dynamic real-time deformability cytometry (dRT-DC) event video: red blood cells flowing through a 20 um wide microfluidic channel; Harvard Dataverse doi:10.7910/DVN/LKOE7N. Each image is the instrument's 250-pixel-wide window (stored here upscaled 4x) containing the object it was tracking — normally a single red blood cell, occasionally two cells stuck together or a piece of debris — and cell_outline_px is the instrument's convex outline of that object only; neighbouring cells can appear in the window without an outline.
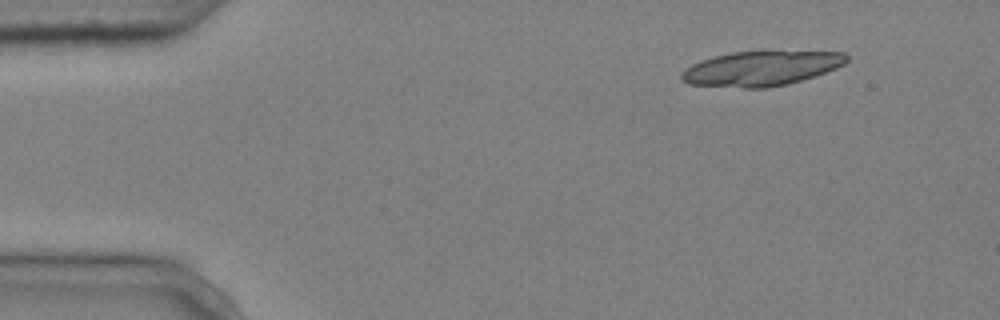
{"species": "common noctule bat (a hibernating species)", "species_latin": "Nyctalus noctula", "temperature_condition": "cold", "stored_images_in_passage": 3, "camera_frame_rate_fps": 3000, "um_per_image_px": 0.085, "animal": {"sex": "male", "body_mass_g": 20.4}, "frame": {"image": 1, "passage_image": 1, "time_ms": 0.0, "image_size_px": [1000, 320], "cell_outline_px": [[848, 60], [844, 64], [836, 68], [800, 80], [768, 88], [744, 88], [688, 84], [680, 76], [680, 72], [692, 64], [700, 60], [732, 52], [844, 52], [848, 56]], "centroid_in_image_um": [64.65, 5.82], "position_along_channel_um": 20.3, "area_um2": 32.89}}